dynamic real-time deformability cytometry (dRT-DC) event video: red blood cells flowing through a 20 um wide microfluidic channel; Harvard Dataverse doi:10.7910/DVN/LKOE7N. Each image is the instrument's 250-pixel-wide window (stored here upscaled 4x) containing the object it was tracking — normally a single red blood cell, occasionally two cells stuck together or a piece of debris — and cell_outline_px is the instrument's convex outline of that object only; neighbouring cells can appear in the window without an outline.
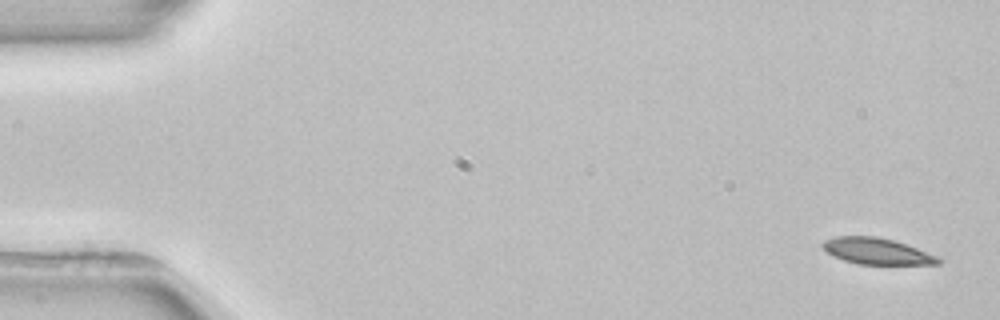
{"species": "common noctule bat (a hibernating species)", "species_latin": "Nyctalus noctula", "temperature_condition": "room temperature", "stored_images_in_passage": 4, "camera_frame_rate_fps": 3000, "um_per_image_px": 0.085, "animal": {"sex": "female", "body_mass_g": 22.7, "forearm_length_mm": 54.2}, "frame": {"image": 1, "passage_image": 1, "time_ms": 0.0, "image_size_px": [1000, 320], "cell_outline_px": [[944, 260], [940, 264], [860, 264], [844, 260], [828, 252], [820, 244], [824, 240], [836, 236], [876, 236], [892, 240], [916, 248], [936, 256]], "centroid_in_image_um": [74.53, 21.35], "position_along_channel_um": 10.5, "area_um2": 17.4}}
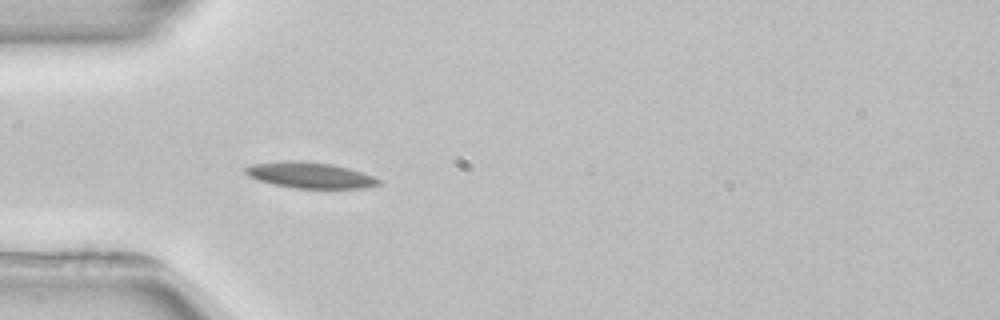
{"frame": {"image": 2, "passage_image": 4, "time_ms": 4.667, "image_size_px": [1000, 320], "cell_outline_px": [[384, 180], [380, 184], [364, 188], [292, 188], [272, 184], [256, 180], [248, 176], [244, 172], [244, 168], [252, 164], [280, 160], [300, 160], [332, 164], [348, 168]], "centroid_in_image_um": [26.3, 14.88], "position_along_channel_um": 58.7, "area_um2": 20.4}}